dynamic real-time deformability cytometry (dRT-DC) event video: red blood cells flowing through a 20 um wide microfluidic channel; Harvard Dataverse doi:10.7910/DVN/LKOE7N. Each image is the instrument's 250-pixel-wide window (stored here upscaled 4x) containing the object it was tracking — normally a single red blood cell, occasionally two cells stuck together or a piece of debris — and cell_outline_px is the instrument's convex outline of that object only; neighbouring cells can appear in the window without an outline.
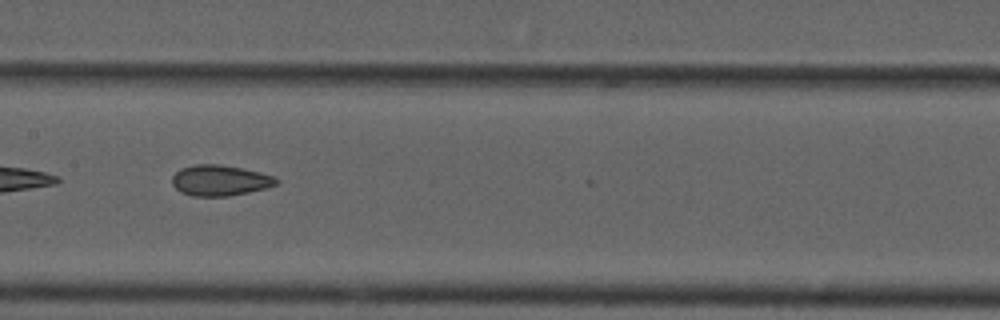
{"species": "common noctule bat (a hibernating species)", "species_latin": "Nyctalus noctula", "temperature_condition": "cold", "stored_images_in_passage": 18, "camera_frame_rate_fps": 3000, "um_per_image_px": 0.085, "animal": {"sex": "male", "forearm_length_mm": 52.5}, "frame": {"image": 1, "passage_image": 17, "time_ms": 5.333, "image_size_px": [1000, 320], "cell_outline_px": [[280, 180], [276, 184], [264, 188], [248, 192], [228, 196], [192, 196], [180, 192], [172, 184], [172, 176], [180, 168], [196, 164], [220, 164], [260, 172], [276, 176]], "centroid_in_image_um": [18.68, 15.33], "position_along_channel_um": 188.7, "area_um2": 18.67}}